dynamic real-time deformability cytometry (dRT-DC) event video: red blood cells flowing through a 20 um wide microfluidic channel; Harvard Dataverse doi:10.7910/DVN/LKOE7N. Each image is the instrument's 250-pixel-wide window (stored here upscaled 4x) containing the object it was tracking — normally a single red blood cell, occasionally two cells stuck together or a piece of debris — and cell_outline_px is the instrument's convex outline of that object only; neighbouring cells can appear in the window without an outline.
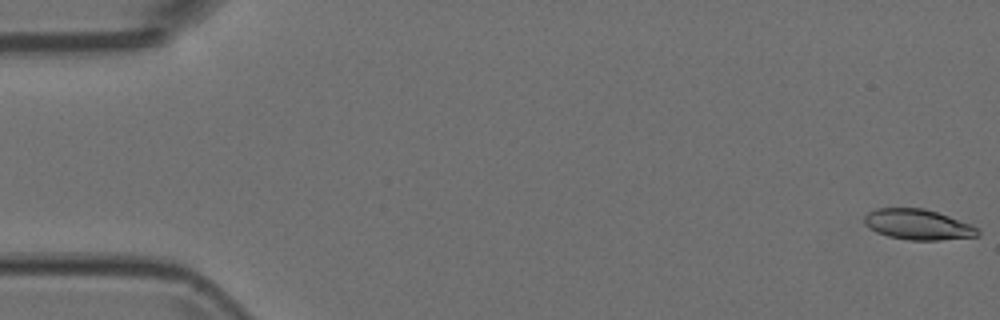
{"species": "Egyptian fruit bat (a non-hibernating species)", "species_latin": "Rousettus aegyptiacus", "temperature_condition": "room temperature", "stored_images_in_passage": 6, "camera_frame_rate_fps": 3000, "um_per_image_px": 0.085, "animal": {"sex": "female"}, "frame": {"image": 1, "passage_image": 1, "time_ms": 0.0, "image_size_px": [1000, 320], "cell_outline_px": [[980, 236], [940, 240], [908, 240], [888, 236], [876, 232], [868, 228], [864, 224], [864, 216], [868, 212], [876, 208], [924, 208], [972, 224], [980, 232]], "centroid_in_image_um": [78.01, 19.09], "position_along_channel_um": 7.0, "area_um2": 20.23}}
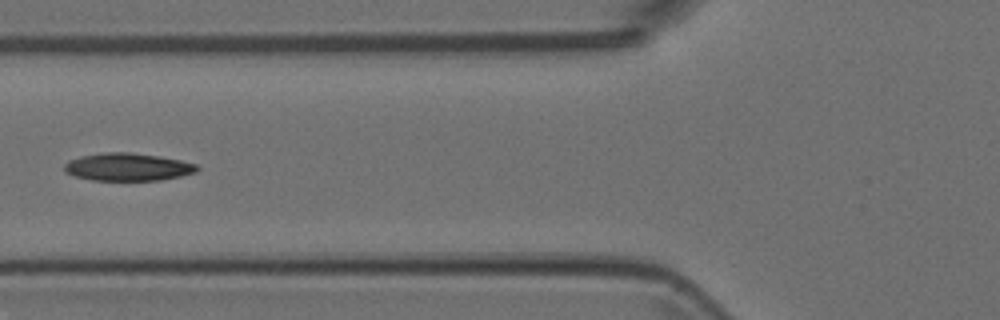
{"frame": {"image": 2, "passage_image": 6, "time_ms": 1.667, "image_size_px": [1000, 320], "cell_outline_px": [[200, 168], [196, 172], [180, 176], [160, 180], [92, 180], [76, 176], [64, 172], [64, 164], [68, 160], [80, 156], [104, 152], [128, 152], [160, 156], [180, 160], [196, 164]], "centroid_in_image_um": [10.84, 14.18], "position_along_channel_um": 115.0, "area_um2": 21.44}}